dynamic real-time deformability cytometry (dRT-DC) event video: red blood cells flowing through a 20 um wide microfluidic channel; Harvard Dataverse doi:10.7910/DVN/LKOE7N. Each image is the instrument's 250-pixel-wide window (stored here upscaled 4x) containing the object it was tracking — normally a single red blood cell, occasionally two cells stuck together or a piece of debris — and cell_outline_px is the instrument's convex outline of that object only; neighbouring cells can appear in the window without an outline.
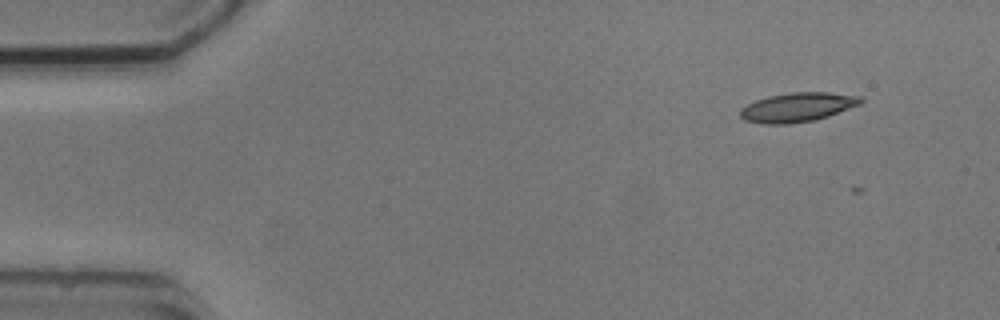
{"species": "common noctule bat (a hibernating species)", "species_latin": "Nyctalus noctula", "temperature_condition": "cold", "stored_images_in_passage": 5, "camera_frame_rate_fps": 3000, "um_per_image_px": 0.085, "animal": {"sex": "male", "body_mass_g": 20.5, "forearm_length_mm": 52.5}, "frame": {"image": 1, "passage_image": 1, "time_ms": 0.0, "image_size_px": [1000, 320], "cell_outline_px": [[864, 100], [860, 104], [828, 116], [816, 120], [788, 124], [760, 124], [744, 120], [740, 116], [740, 108], [756, 100], [768, 96], [792, 92], [828, 92], [860, 96]], "centroid_in_image_um": [67.77, 9.12], "position_along_channel_um": 17.2, "area_um2": 20.58}}